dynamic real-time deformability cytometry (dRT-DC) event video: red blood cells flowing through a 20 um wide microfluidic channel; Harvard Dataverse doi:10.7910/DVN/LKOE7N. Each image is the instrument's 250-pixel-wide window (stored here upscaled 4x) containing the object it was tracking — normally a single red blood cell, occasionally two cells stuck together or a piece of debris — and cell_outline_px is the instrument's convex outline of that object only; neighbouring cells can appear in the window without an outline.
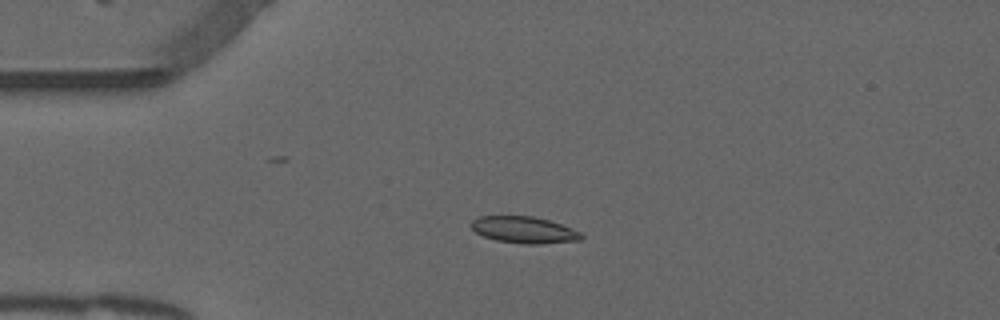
{"species": "common noctule bat (a hibernating species)", "species_latin": "Nyctalus noctula", "temperature_condition": "warm", "stored_images_in_passage": 15, "camera_frame_rate_fps": 3000, "um_per_image_px": 0.085, "animal": {"sex": "male", "forearm_length_mm": 52.5}, "frame": {"image": 1, "passage_image": 13, "time_ms": 4.0, "image_size_px": [1000, 320], "cell_outline_px": [[584, 236], [580, 240], [540, 244], [524, 244], [496, 240], [484, 236], [476, 232], [468, 224], [472, 220], [480, 216], [532, 216], [548, 220], [572, 228], [580, 232]], "centroid_in_image_um": [44.53, 19.54], "position_along_channel_um": 40.5, "area_um2": 17.05}}